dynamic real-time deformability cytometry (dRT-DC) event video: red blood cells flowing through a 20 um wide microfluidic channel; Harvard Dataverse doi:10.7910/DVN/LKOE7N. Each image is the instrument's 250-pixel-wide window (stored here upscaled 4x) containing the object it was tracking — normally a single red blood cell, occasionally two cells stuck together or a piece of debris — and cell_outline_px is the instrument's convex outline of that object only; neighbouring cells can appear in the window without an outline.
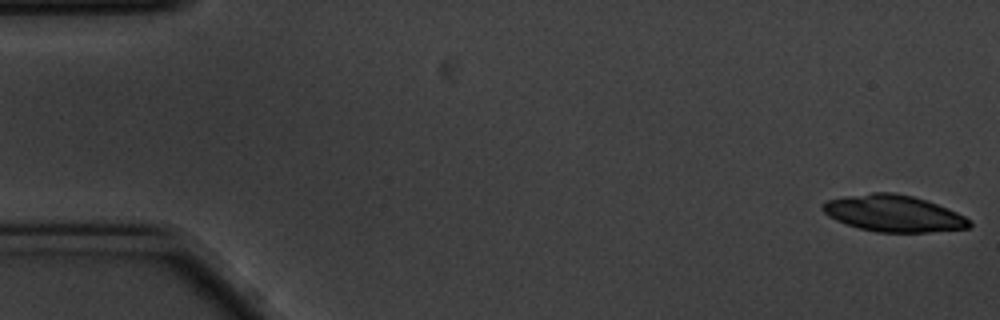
{"species": "common noctule bat (a hibernating species)", "species_latin": "Nyctalus noctula", "temperature_condition": "cold", "stored_images_in_passage": 56, "camera_frame_rate_fps": 3000, "um_per_image_px": 0.085, "animal": {"sex": "male", "body_mass_g": 20.1, "forearm_length_mm": 53.5}, "frame": {"image": 1, "passage_image": 1, "time_ms": 0.0, "image_size_px": [1000, 320], "cell_outline_px": [[972, 224], [968, 228], [928, 232], [876, 232], [860, 228], [836, 220], [828, 216], [820, 208], [820, 204], [828, 200], [844, 196], [872, 192], [896, 192], [928, 200], [948, 208], [964, 216]], "centroid_in_image_um": [75.93, 18.12], "position_along_channel_um": 9.1, "area_um2": 31.33}}